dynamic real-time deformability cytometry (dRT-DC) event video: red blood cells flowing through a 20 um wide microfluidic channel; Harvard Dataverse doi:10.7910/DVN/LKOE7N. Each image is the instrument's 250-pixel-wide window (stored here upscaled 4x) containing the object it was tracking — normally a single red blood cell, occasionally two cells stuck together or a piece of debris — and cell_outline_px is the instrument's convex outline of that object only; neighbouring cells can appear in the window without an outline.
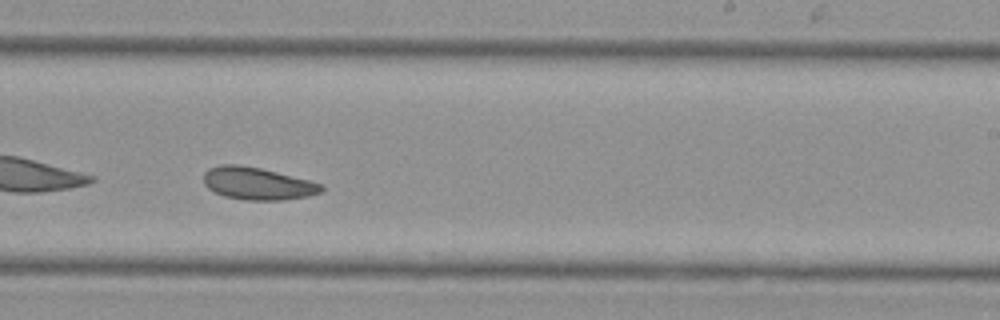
{"species": "Egyptian fruit bat (a non-hibernating species)", "species_latin": "Rousettus aegyptiacus", "temperature_condition": "cold", "stored_images_in_passage": 33, "camera_frame_rate_fps": 3000, "um_per_image_px": 0.085, "animal": {"sex": "female"}, "frame": {"image": 1, "passage_image": 19, "time_ms": 6.0, "image_size_px": [1000, 320], "cell_outline_px": [[324, 188], [320, 192], [308, 196], [284, 200], [244, 200], [224, 196], [208, 188], [204, 184], [204, 172], [208, 168], [220, 164], [236, 164], [260, 168], [324, 184]], "centroid_in_image_um": [21.87, 15.6], "position_along_channel_um": 267.1, "area_um2": 22.2}}